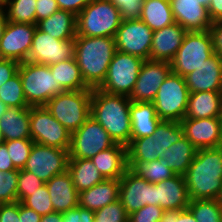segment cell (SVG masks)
<instances>
[{
	"mask_svg": "<svg viewBox=\"0 0 222 222\" xmlns=\"http://www.w3.org/2000/svg\"><path fill=\"white\" fill-rule=\"evenodd\" d=\"M130 103L128 96L92 89L90 116L100 123L115 143L124 146L129 144L131 136Z\"/></svg>",
	"mask_w": 222,
	"mask_h": 222,
	"instance_id": "1",
	"label": "cell"
},
{
	"mask_svg": "<svg viewBox=\"0 0 222 222\" xmlns=\"http://www.w3.org/2000/svg\"><path fill=\"white\" fill-rule=\"evenodd\" d=\"M190 200L217 199L222 188V152L198 149L184 175Z\"/></svg>",
	"mask_w": 222,
	"mask_h": 222,
	"instance_id": "2",
	"label": "cell"
},
{
	"mask_svg": "<svg viewBox=\"0 0 222 222\" xmlns=\"http://www.w3.org/2000/svg\"><path fill=\"white\" fill-rule=\"evenodd\" d=\"M116 51L114 37H75L74 57L90 88H98L103 83Z\"/></svg>",
	"mask_w": 222,
	"mask_h": 222,
	"instance_id": "3",
	"label": "cell"
},
{
	"mask_svg": "<svg viewBox=\"0 0 222 222\" xmlns=\"http://www.w3.org/2000/svg\"><path fill=\"white\" fill-rule=\"evenodd\" d=\"M122 17L119 9L108 0H91L77 15V35L84 37H114Z\"/></svg>",
	"mask_w": 222,
	"mask_h": 222,
	"instance_id": "4",
	"label": "cell"
},
{
	"mask_svg": "<svg viewBox=\"0 0 222 222\" xmlns=\"http://www.w3.org/2000/svg\"><path fill=\"white\" fill-rule=\"evenodd\" d=\"M92 89L64 91L44 106L69 132L78 130L90 117Z\"/></svg>",
	"mask_w": 222,
	"mask_h": 222,
	"instance_id": "5",
	"label": "cell"
},
{
	"mask_svg": "<svg viewBox=\"0 0 222 222\" xmlns=\"http://www.w3.org/2000/svg\"><path fill=\"white\" fill-rule=\"evenodd\" d=\"M18 73L29 106H44L52 97L65 91L57 84L48 65L21 62Z\"/></svg>",
	"mask_w": 222,
	"mask_h": 222,
	"instance_id": "6",
	"label": "cell"
},
{
	"mask_svg": "<svg viewBox=\"0 0 222 222\" xmlns=\"http://www.w3.org/2000/svg\"><path fill=\"white\" fill-rule=\"evenodd\" d=\"M189 94L184 77L171 71L153 101L156 115L162 121L181 122L186 114Z\"/></svg>",
	"mask_w": 222,
	"mask_h": 222,
	"instance_id": "7",
	"label": "cell"
},
{
	"mask_svg": "<svg viewBox=\"0 0 222 222\" xmlns=\"http://www.w3.org/2000/svg\"><path fill=\"white\" fill-rule=\"evenodd\" d=\"M214 53L213 38L210 30L187 32L182 45L170 61L172 72L184 77L198 69Z\"/></svg>",
	"mask_w": 222,
	"mask_h": 222,
	"instance_id": "8",
	"label": "cell"
},
{
	"mask_svg": "<svg viewBox=\"0 0 222 222\" xmlns=\"http://www.w3.org/2000/svg\"><path fill=\"white\" fill-rule=\"evenodd\" d=\"M144 60L137 56L116 51L108 67L100 90L117 95L130 96Z\"/></svg>",
	"mask_w": 222,
	"mask_h": 222,
	"instance_id": "9",
	"label": "cell"
},
{
	"mask_svg": "<svg viewBox=\"0 0 222 222\" xmlns=\"http://www.w3.org/2000/svg\"><path fill=\"white\" fill-rule=\"evenodd\" d=\"M30 136L37 144L67 150L70 148L71 132L45 106H30Z\"/></svg>",
	"mask_w": 222,
	"mask_h": 222,
	"instance_id": "10",
	"label": "cell"
},
{
	"mask_svg": "<svg viewBox=\"0 0 222 222\" xmlns=\"http://www.w3.org/2000/svg\"><path fill=\"white\" fill-rule=\"evenodd\" d=\"M114 144L108 132L90 116L78 130L71 133L69 158L90 159Z\"/></svg>",
	"mask_w": 222,
	"mask_h": 222,
	"instance_id": "11",
	"label": "cell"
},
{
	"mask_svg": "<svg viewBox=\"0 0 222 222\" xmlns=\"http://www.w3.org/2000/svg\"><path fill=\"white\" fill-rule=\"evenodd\" d=\"M69 150L34 143L23 170L45 183L68 170Z\"/></svg>",
	"mask_w": 222,
	"mask_h": 222,
	"instance_id": "12",
	"label": "cell"
},
{
	"mask_svg": "<svg viewBox=\"0 0 222 222\" xmlns=\"http://www.w3.org/2000/svg\"><path fill=\"white\" fill-rule=\"evenodd\" d=\"M153 31L142 20H122L114 36L117 51L150 59Z\"/></svg>",
	"mask_w": 222,
	"mask_h": 222,
	"instance_id": "13",
	"label": "cell"
},
{
	"mask_svg": "<svg viewBox=\"0 0 222 222\" xmlns=\"http://www.w3.org/2000/svg\"><path fill=\"white\" fill-rule=\"evenodd\" d=\"M74 57V39H55L47 33L36 28L31 51L27 57L28 62L44 65H53L67 61Z\"/></svg>",
	"mask_w": 222,
	"mask_h": 222,
	"instance_id": "14",
	"label": "cell"
},
{
	"mask_svg": "<svg viewBox=\"0 0 222 222\" xmlns=\"http://www.w3.org/2000/svg\"><path fill=\"white\" fill-rule=\"evenodd\" d=\"M172 71L170 62L144 60L129 96L131 102H153L158 89Z\"/></svg>",
	"mask_w": 222,
	"mask_h": 222,
	"instance_id": "15",
	"label": "cell"
},
{
	"mask_svg": "<svg viewBox=\"0 0 222 222\" xmlns=\"http://www.w3.org/2000/svg\"><path fill=\"white\" fill-rule=\"evenodd\" d=\"M37 24L8 21L0 40V58L25 62L31 51V45Z\"/></svg>",
	"mask_w": 222,
	"mask_h": 222,
	"instance_id": "16",
	"label": "cell"
},
{
	"mask_svg": "<svg viewBox=\"0 0 222 222\" xmlns=\"http://www.w3.org/2000/svg\"><path fill=\"white\" fill-rule=\"evenodd\" d=\"M119 200L128 215L147 204L156 205L155 183L146 181L128 168L120 178Z\"/></svg>",
	"mask_w": 222,
	"mask_h": 222,
	"instance_id": "17",
	"label": "cell"
},
{
	"mask_svg": "<svg viewBox=\"0 0 222 222\" xmlns=\"http://www.w3.org/2000/svg\"><path fill=\"white\" fill-rule=\"evenodd\" d=\"M180 123L184 136L197 150L218 148L222 143V117L184 118Z\"/></svg>",
	"mask_w": 222,
	"mask_h": 222,
	"instance_id": "18",
	"label": "cell"
},
{
	"mask_svg": "<svg viewBox=\"0 0 222 222\" xmlns=\"http://www.w3.org/2000/svg\"><path fill=\"white\" fill-rule=\"evenodd\" d=\"M173 17L187 32H204L211 28L208 8L198 0H169Z\"/></svg>",
	"mask_w": 222,
	"mask_h": 222,
	"instance_id": "19",
	"label": "cell"
},
{
	"mask_svg": "<svg viewBox=\"0 0 222 222\" xmlns=\"http://www.w3.org/2000/svg\"><path fill=\"white\" fill-rule=\"evenodd\" d=\"M190 93L222 92V57L214 53L195 71L184 76Z\"/></svg>",
	"mask_w": 222,
	"mask_h": 222,
	"instance_id": "20",
	"label": "cell"
},
{
	"mask_svg": "<svg viewBox=\"0 0 222 222\" xmlns=\"http://www.w3.org/2000/svg\"><path fill=\"white\" fill-rule=\"evenodd\" d=\"M156 205L166 210H184L188 208L190 198L184 176L155 183Z\"/></svg>",
	"mask_w": 222,
	"mask_h": 222,
	"instance_id": "21",
	"label": "cell"
},
{
	"mask_svg": "<svg viewBox=\"0 0 222 222\" xmlns=\"http://www.w3.org/2000/svg\"><path fill=\"white\" fill-rule=\"evenodd\" d=\"M187 31L178 23L153 32L150 60L170 62L182 45Z\"/></svg>",
	"mask_w": 222,
	"mask_h": 222,
	"instance_id": "22",
	"label": "cell"
},
{
	"mask_svg": "<svg viewBox=\"0 0 222 222\" xmlns=\"http://www.w3.org/2000/svg\"><path fill=\"white\" fill-rule=\"evenodd\" d=\"M45 184L48 187L54 211L63 213L78 206L79 193L68 170L55 175Z\"/></svg>",
	"mask_w": 222,
	"mask_h": 222,
	"instance_id": "23",
	"label": "cell"
},
{
	"mask_svg": "<svg viewBox=\"0 0 222 222\" xmlns=\"http://www.w3.org/2000/svg\"><path fill=\"white\" fill-rule=\"evenodd\" d=\"M105 179H120L128 169L127 146L115 143L90 158Z\"/></svg>",
	"mask_w": 222,
	"mask_h": 222,
	"instance_id": "24",
	"label": "cell"
},
{
	"mask_svg": "<svg viewBox=\"0 0 222 222\" xmlns=\"http://www.w3.org/2000/svg\"><path fill=\"white\" fill-rule=\"evenodd\" d=\"M120 179H105L79 193L78 205L96 211L119 199Z\"/></svg>",
	"mask_w": 222,
	"mask_h": 222,
	"instance_id": "25",
	"label": "cell"
},
{
	"mask_svg": "<svg viewBox=\"0 0 222 222\" xmlns=\"http://www.w3.org/2000/svg\"><path fill=\"white\" fill-rule=\"evenodd\" d=\"M131 136L130 139H139L152 136L158 124L162 121L156 115L153 102H131Z\"/></svg>",
	"mask_w": 222,
	"mask_h": 222,
	"instance_id": "26",
	"label": "cell"
},
{
	"mask_svg": "<svg viewBox=\"0 0 222 222\" xmlns=\"http://www.w3.org/2000/svg\"><path fill=\"white\" fill-rule=\"evenodd\" d=\"M222 116V92L206 91L189 94L184 118H215Z\"/></svg>",
	"mask_w": 222,
	"mask_h": 222,
	"instance_id": "27",
	"label": "cell"
},
{
	"mask_svg": "<svg viewBox=\"0 0 222 222\" xmlns=\"http://www.w3.org/2000/svg\"><path fill=\"white\" fill-rule=\"evenodd\" d=\"M37 28L55 39L73 40L77 35V16L70 11L59 9L38 21Z\"/></svg>",
	"mask_w": 222,
	"mask_h": 222,
	"instance_id": "28",
	"label": "cell"
},
{
	"mask_svg": "<svg viewBox=\"0 0 222 222\" xmlns=\"http://www.w3.org/2000/svg\"><path fill=\"white\" fill-rule=\"evenodd\" d=\"M0 130L5 141L31 138L30 107H9L0 119Z\"/></svg>",
	"mask_w": 222,
	"mask_h": 222,
	"instance_id": "29",
	"label": "cell"
},
{
	"mask_svg": "<svg viewBox=\"0 0 222 222\" xmlns=\"http://www.w3.org/2000/svg\"><path fill=\"white\" fill-rule=\"evenodd\" d=\"M68 172L78 193L105 180L91 159L69 158Z\"/></svg>",
	"mask_w": 222,
	"mask_h": 222,
	"instance_id": "30",
	"label": "cell"
},
{
	"mask_svg": "<svg viewBox=\"0 0 222 222\" xmlns=\"http://www.w3.org/2000/svg\"><path fill=\"white\" fill-rule=\"evenodd\" d=\"M197 149L192 142L183 136L176 143L169 146L162 154L161 158L167 161L169 168L176 175L184 176L187 172Z\"/></svg>",
	"mask_w": 222,
	"mask_h": 222,
	"instance_id": "31",
	"label": "cell"
},
{
	"mask_svg": "<svg viewBox=\"0 0 222 222\" xmlns=\"http://www.w3.org/2000/svg\"><path fill=\"white\" fill-rule=\"evenodd\" d=\"M140 20L153 32L175 23L169 0H143Z\"/></svg>",
	"mask_w": 222,
	"mask_h": 222,
	"instance_id": "32",
	"label": "cell"
},
{
	"mask_svg": "<svg viewBox=\"0 0 222 222\" xmlns=\"http://www.w3.org/2000/svg\"><path fill=\"white\" fill-rule=\"evenodd\" d=\"M53 77L65 91L88 90L75 57L49 66Z\"/></svg>",
	"mask_w": 222,
	"mask_h": 222,
	"instance_id": "33",
	"label": "cell"
},
{
	"mask_svg": "<svg viewBox=\"0 0 222 222\" xmlns=\"http://www.w3.org/2000/svg\"><path fill=\"white\" fill-rule=\"evenodd\" d=\"M127 164L128 168L135 174L150 183H157L176 175L163 158L150 162L146 160H127Z\"/></svg>",
	"mask_w": 222,
	"mask_h": 222,
	"instance_id": "34",
	"label": "cell"
},
{
	"mask_svg": "<svg viewBox=\"0 0 222 222\" xmlns=\"http://www.w3.org/2000/svg\"><path fill=\"white\" fill-rule=\"evenodd\" d=\"M184 136L180 122L161 121L153 133V142L157 146V153L161 157L163 152Z\"/></svg>",
	"mask_w": 222,
	"mask_h": 222,
	"instance_id": "35",
	"label": "cell"
},
{
	"mask_svg": "<svg viewBox=\"0 0 222 222\" xmlns=\"http://www.w3.org/2000/svg\"><path fill=\"white\" fill-rule=\"evenodd\" d=\"M37 0H9L4 10L7 21L36 24Z\"/></svg>",
	"mask_w": 222,
	"mask_h": 222,
	"instance_id": "36",
	"label": "cell"
},
{
	"mask_svg": "<svg viewBox=\"0 0 222 222\" xmlns=\"http://www.w3.org/2000/svg\"><path fill=\"white\" fill-rule=\"evenodd\" d=\"M188 209L198 222H221L222 207L216 199L190 200Z\"/></svg>",
	"mask_w": 222,
	"mask_h": 222,
	"instance_id": "37",
	"label": "cell"
},
{
	"mask_svg": "<svg viewBox=\"0 0 222 222\" xmlns=\"http://www.w3.org/2000/svg\"><path fill=\"white\" fill-rule=\"evenodd\" d=\"M0 101L8 107H30L25 100L23 85L19 73L0 87Z\"/></svg>",
	"mask_w": 222,
	"mask_h": 222,
	"instance_id": "38",
	"label": "cell"
},
{
	"mask_svg": "<svg viewBox=\"0 0 222 222\" xmlns=\"http://www.w3.org/2000/svg\"><path fill=\"white\" fill-rule=\"evenodd\" d=\"M161 158L157 153V146L153 142V135L139 139H130L127 145V160H146L148 162Z\"/></svg>",
	"mask_w": 222,
	"mask_h": 222,
	"instance_id": "39",
	"label": "cell"
},
{
	"mask_svg": "<svg viewBox=\"0 0 222 222\" xmlns=\"http://www.w3.org/2000/svg\"><path fill=\"white\" fill-rule=\"evenodd\" d=\"M8 149L9 158L16 169H23L30 155L34 141L31 138L14 139L4 142Z\"/></svg>",
	"mask_w": 222,
	"mask_h": 222,
	"instance_id": "40",
	"label": "cell"
},
{
	"mask_svg": "<svg viewBox=\"0 0 222 222\" xmlns=\"http://www.w3.org/2000/svg\"><path fill=\"white\" fill-rule=\"evenodd\" d=\"M50 194L48 193V187L46 184L39 187L33 194L24 198L21 203L43 216L53 212V205L50 201Z\"/></svg>",
	"mask_w": 222,
	"mask_h": 222,
	"instance_id": "41",
	"label": "cell"
},
{
	"mask_svg": "<svg viewBox=\"0 0 222 222\" xmlns=\"http://www.w3.org/2000/svg\"><path fill=\"white\" fill-rule=\"evenodd\" d=\"M18 169L0 171V203L17 202Z\"/></svg>",
	"mask_w": 222,
	"mask_h": 222,
	"instance_id": "42",
	"label": "cell"
},
{
	"mask_svg": "<svg viewBox=\"0 0 222 222\" xmlns=\"http://www.w3.org/2000/svg\"><path fill=\"white\" fill-rule=\"evenodd\" d=\"M94 222H128V214L118 199L94 212Z\"/></svg>",
	"mask_w": 222,
	"mask_h": 222,
	"instance_id": "43",
	"label": "cell"
},
{
	"mask_svg": "<svg viewBox=\"0 0 222 222\" xmlns=\"http://www.w3.org/2000/svg\"><path fill=\"white\" fill-rule=\"evenodd\" d=\"M45 184L30 171L18 169L17 201L21 202Z\"/></svg>",
	"mask_w": 222,
	"mask_h": 222,
	"instance_id": "44",
	"label": "cell"
},
{
	"mask_svg": "<svg viewBox=\"0 0 222 222\" xmlns=\"http://www.w3.org/2000/svg\"><path fill=\"white\" fill-rule=\"evenodd\" d=\"M164 209L157 205L147 204L128 215V222H159Z\"/></svg>",
	"mask_w": 222,
	"mask_h": 222,
	"instance_id": "45",
	"label": "cell"
},
{
	"mask_svg": "<svg viewBox=\"0 0 222 222\" xmlns=\"http://www.w3.org/2000/svg\"><path fill=\"white\" fill-rule=\"evenodd\" d=\"M111 1L120 12L123 20H140L143 0H108Z\"/></svg>",
	"mask_w": 222,
	"mask_h": 222,
	"instance_id": "46",
	"label": "cell"
},
{
	"mask_svg": "<svg viewBox=\"0 0 222 222\" xmlns=\"http://www.w3.org/2000/svg\"><path fill=\"white\" fill-rule=\"evenodd\" d=\"M62 222H94V211L80 207L63 212Z\"/></svg>",
	"mask_w": 222,
	"mask_h": 222,
	"instance_id": "47",
	"label": "cell"
},
{
	"mask_svg": "<svg viewBox=\"0 0 222 222\" xmlns=\"http://www.w3.org/2000/svg\"><path fill=\"white\" fill-rule=\"evenodd\" d=\"M159 222H198L192 212L184 210H166Z\"/></svg>",
	"mask_w": 222,
	"mask_h": 222,
	"instance_id": "48",
	"label": "cell"
},
{
	"mask_svg": "<svg viewBox=\"0 0 222 222\" xmlns=\"http://www.w3.org/2000/svg\"><path fill=\"white\" fill-rule=\"evenodd\" d=\"M19 65L16 60L0 58V87L18 73Z\"/></svg>",
	"mask_w": 222,
	"mask_h": 222,
	"instance_id": "49",
	"label": "cell"
},
{
	"mask_svg": "<svg viewBox=\"0 0 222 222\" xmlns=\"http://www.w3.org/2000/svg\"><path fill=\"white\" fill-rule=\"evenodd\" d=\"M59 10L56 0H37L36 2V24L41 19L51 16Z\"/></svg>",
	"mask_w": 222,
	"mask_h": 222,
	"instance_id": "50",
	"label": "cell"
},
{
	"mask_svg": "<svg viewBox=\"0 0 222 222\" xmlns=\"http://www.w3.org/2000/svg\"><path fill=\"white\" fill-rule=\"evenodd\" d=\"M0 222H20L18 201L0 203Z\"/></svg>",
	"mask_w": 222,
	"mask_h": 222,
	"instance_id": "51",
	"label": "cell"
},
{
	"mask_svg": "<svg viewBox=\"0 0 222 222\" xmlns=\"http://www.w3.org/2000/svg\"><path fill=\"white\" fill-rule=\"evenodd\" d=\"M59 9L70 11L76 16L90 3L91 0H56Z\"/></svg>",
	"mask_w": 222,
	"mask_h": 222,
	"instance_id": "52",
	"label": "cell"
},
{
	"mask_svg": "<svg viewBox=\"0 0 222 222\" xmlns=\"http://www.w3.org/2000/svg\"><path fill=\"white\" fill-rule=\"evenodd\" d=\"M210 32L213 38L214 51L222 57V20L212 22Z\"/></svg>",
	"mask_w": 222,
	"mask_h": 222,
	"instance_id": "53",
	"label": "cell"
},
{
	"mask_svg": "<svg viewBox=\"0 0 222 222\" xmlns=\"http://www.w3.org/2000/svg\"><path fill=\"white\" fill-rule=\"evenodd\" d=\"M41 217L36 211L19 202L20 222H40Z\"/></svg>",
	"mask_w": 222,
	"mask_h": 222,
	"instance_id": "54",
	"label": "cell"
},
{
	"mask_svg": "<svg viewBox=\"0 0 222 222\" xmlns=\"http://www.w3.org/2000/svg\"><path fill=\"white\" fill-rule=\"evenodd\" d=\"M16 170L12 160L9 158L8 149L5 143L0 144V171L7 172Z\"/></svg>",
	"mask_w": 222,
	"mask_h": 222,
	"instance_id": "55",
	"label": "cell"
},
{
	"mask_svg": "<svg viewBox=\"0 0 222 222\" xmlns=\"http://www.w3.org/2000/svg\"><path fill=\"white\" fill-rule=\"evenodd\" d=\"M208 14L212 22L222 20V0H210Z\"/></svg>",
	"mask_w": 222,
	"mask_h": 222,
	"instance_id": "56",
	"label": "cell"
},
{
	"mask_svg": "<svg viewBox=\"0 0 222 222\" xmlns=\"http://www.w3.org/2000/svg\"><path fill=\"white\" fill-rule=\"evenodd\" d=\"M63 221V214L61 212H50L49 214L43 215L41 217L40 222H62Z\"/></svg>",
	"mask_w": 222,
	"mask_h": 222,
	"instance_id": "57",
	"label": "cell"
},
{
	"mask_svg": "<svg viewBox=\"0 0 222 222\" xmlns=\"http://www.w3.org/2000/svg\"><path fill=\"white\" fill-rule=\"evenodd\" d=\"M7 17L4 8H0V40L2 38L5 26L7 24Z\"/></svg>",
	"mask_w": 222,
	"mask_h": 222,
	"instance_id": "58",
	"label": "cell"
},
{
	"mask_svg": "<svg viewBox=\"0 0 222 222\" xmlns=\"http://www.w3.org/2000/svg\"><path fill=\"white\" fill-rule=\"evenodd\" d=\"M9 107L0 101V119Z\"/></svg>",
	"mask_w": 222,
	"mask_h": 222,
	"instance_id": "59",
	"label": "cell"
},
{
	"mask_svg": "<svg viewBox=\"0 0 222 222\" xmlns=\"http://www.w3.org/2000/svg\"><path fill=\"white\" fill-rule=\"evenodd\" d=\"M216 200H217L218 204L222 207V188H221L220 193H219Z\"/></svg>",
	"mask_w": 222,
	"mask_h": 222,
	"instance_id": "60",
	"label": "cell"
},
{
	"mask_svg": "<svg viewBox=\"0 0 222 222\" xmlns=\"http://www.w3.org/2000/svg\"><path fill=\"white\" fill-rule=\"evenodd\" d=\"M198 2L208 8L210 0H198Z\"/></svg>",
	"mask_w": 222,
	"mask_h": 222,
	"instance_id": "61",
	"label": "cell"
},
{
	"mask_svg": "<svg viewBox=\"0 0 222 222\" xmlns=\"http://www.w3.org/2000/svg\"><path fill=\"white\" fill-rule=\"evenodd\" d=\"M9 0H0V8H4Z\"/></svg>",
	"mask_w": 222,
	"mask_h": 222,
	"instance_id": "62",
	"label": "cell"
},
{
	"mask_svg": "<svg viewBox=\"0 0 222 222\" xmlns=\"http://www.w3.org/2000/svg\"><path fill=\"white\" fill-rule=\"evenodd\" d=\"M4 142H5V140H4L3 135H2V132H1V130H0V144H2V143H4Z\"/></svg>",
	"mask_w": 222,
	"mask_h": 222,
	"instance_id": "63",
	"label": "cell"
},
{
	"mask_svg": "<svg viewBox=\"0 0 222 222\" xmlns=\"http://www.w3.org/2000/svg\"><path fill=\"white\" fill-rule=\"evenodd\" d=\"M220 150H221V152H222V143L220 144V146L218 147Z\"/></svg>",
	"mask_w": 222,
	"mask_h": 222,
	"instance_id": "64",
	"label": "cell"
}]
</instances>
